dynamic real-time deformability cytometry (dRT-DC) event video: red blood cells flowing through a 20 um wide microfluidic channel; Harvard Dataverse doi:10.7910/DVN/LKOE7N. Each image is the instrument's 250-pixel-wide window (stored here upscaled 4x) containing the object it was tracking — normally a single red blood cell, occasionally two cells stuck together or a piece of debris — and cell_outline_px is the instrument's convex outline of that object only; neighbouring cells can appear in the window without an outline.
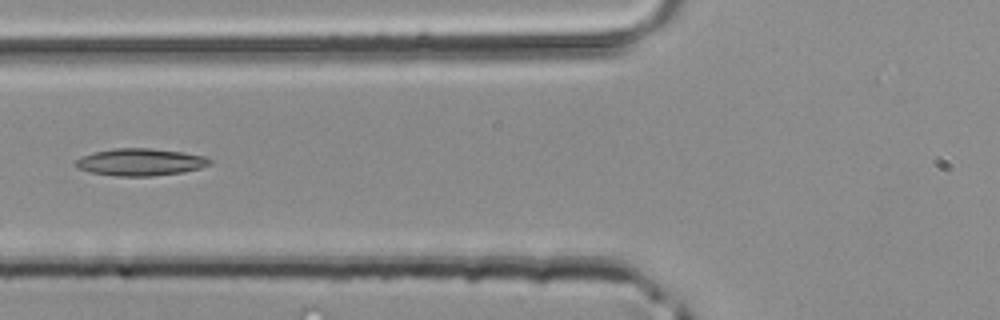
{"species": "common noctule bat (a hibernating species)", "species_latin": "Nyctalus noctula", "temperature_condition": "room temperature", "stored_images_in_passage": 11, "camera_frame_rate_fps": 3000, "um_per_image_px": 0.085, "animal": {"sex": "male", "body_mass_g": 20.4}, "frame": {"image": 1, "passage_image": 7, "time_ms": 2.0, "image_size_px": [1000, 320], "cell_outline_px": [[212, 164], [200, 168], [184, 172], [152, 176], [116, 176], [92, 172], [76, 168], [72, 164], [80, 156], [92, 152], [116, 148], [152, 148], [184, 152], [204, 156], [212, 160]], "centroid_in_image_um": [11.91, 13.77], "position_along_channel_um": 113.9, "area_um2": 21.5}}